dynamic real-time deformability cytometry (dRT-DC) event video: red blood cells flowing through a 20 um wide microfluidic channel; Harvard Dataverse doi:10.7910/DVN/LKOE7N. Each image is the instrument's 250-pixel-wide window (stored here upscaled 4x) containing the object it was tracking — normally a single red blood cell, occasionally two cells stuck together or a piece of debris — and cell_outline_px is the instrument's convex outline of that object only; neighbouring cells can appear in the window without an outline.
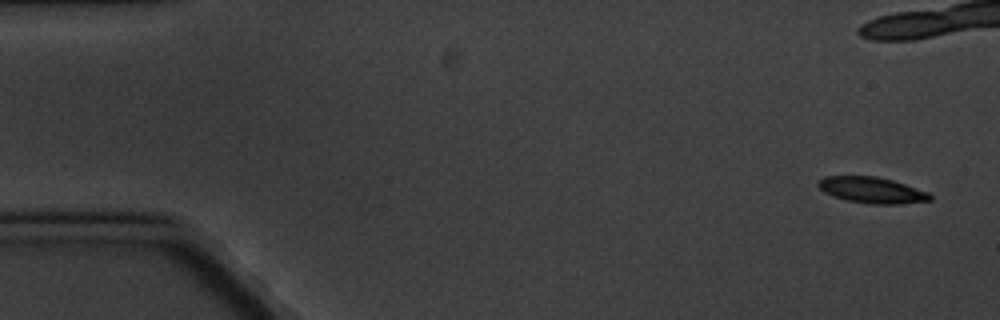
{"species": "common noctule bat (a hibernating species)", "species_latin": "Nyctalus noctula", "temperature_condition": "cold", "stored_images_in_passage": 10, "camera_frame_rate_fps": 3000, "um_per_image_px": 0.085, "animal": {"sex": "male", "body_mass_g": 20.1, "forearm_length_mm": 53.5}, "frame": {"image": 1, "passage_image": 1, "time_ms": 0.0, "image_size_px": [1000, 320], "cell_outline_px": [[932, 200], [904, 204], [868, 204], [848, 200], [832, 196], [824, 192], [816, 184], [816, 180], [824, 176], [876, 176], [892, 180], [928, 192], [932, 196]], "centroid_in_image_um": [74.08, 16.16], "position_along_channel_um": 10.9, "area_um2": 17.11}}